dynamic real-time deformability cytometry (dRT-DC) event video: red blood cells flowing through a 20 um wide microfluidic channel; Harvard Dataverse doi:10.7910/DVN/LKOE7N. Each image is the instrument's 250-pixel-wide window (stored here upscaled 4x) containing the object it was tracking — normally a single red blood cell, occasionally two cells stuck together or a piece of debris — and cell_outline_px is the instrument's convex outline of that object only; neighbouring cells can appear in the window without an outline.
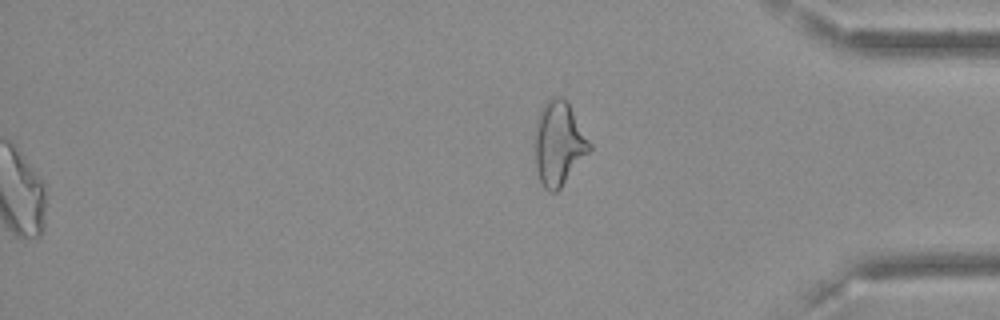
{"species": "Egyptian fruit bat (a non-hibernating species)", "species_latin": "Rousettus aegyptiacus", "temperature_condition": "cold", "stored_images_in_passage": 56, "segment_of_instrument_passage": [2, 2], "camera_frame_rate_fps": 3000, "um_per_image_px": 0.085, "frame": {"image": 1, "passage_image": 56, "time_ms": 18.333, "image_size_px": [1000, 320], "cell_outline_px": [[592, 148], [560, 188], [556, 192], [548, 192], [544, 188], [540, 180], [536, 168], [536, 120], [540, 108], [552, 96], [560, 96], [568, 100], [592, 144]], "centroid_in_image_um": [47.51, 12.15], "position_along_channel_um": 387.7, "area_um2": 26.76}}